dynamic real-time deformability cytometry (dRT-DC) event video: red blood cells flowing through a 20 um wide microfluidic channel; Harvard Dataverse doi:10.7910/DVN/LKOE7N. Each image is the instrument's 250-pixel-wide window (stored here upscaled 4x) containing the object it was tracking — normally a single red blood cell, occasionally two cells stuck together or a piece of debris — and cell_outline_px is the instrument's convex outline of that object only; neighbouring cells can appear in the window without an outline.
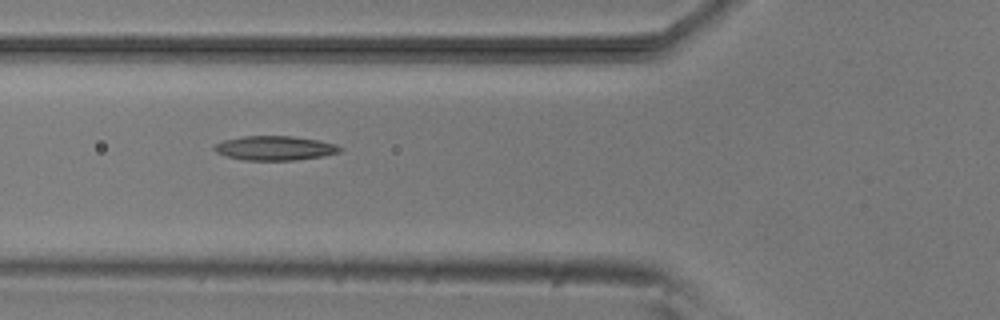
{"species": "common noctule bat (a hibernating species)", "species_latin": "Nyctalus noctula", "temperature_condition": "room temperature", "stored_images_in_passage": 6, "camera_frame_rate_fps": 3000, "um_per_image_px": 0.085, "animal": {"sex": "male", "body_mass_g": 20.5, "forearm_length_mm": 52.5}, "frame": {"image": 1, "passage_image": 6, "time_ms": 5.667, "image_size_px": [1000, 320], "cell_outline_px": [[344, 148], [340, 152], [320, 156], [296, 160], [244, 160], [228, 156], [216, 152], [212, 148], [216, 144], [224, 140], [244, 136], [292, 136], [320, 140], [336, 144]], "centroid_in_image_um": [23.39, 12.58], "position_along_channel_um": 102.4, "area_um2": 17.74}}